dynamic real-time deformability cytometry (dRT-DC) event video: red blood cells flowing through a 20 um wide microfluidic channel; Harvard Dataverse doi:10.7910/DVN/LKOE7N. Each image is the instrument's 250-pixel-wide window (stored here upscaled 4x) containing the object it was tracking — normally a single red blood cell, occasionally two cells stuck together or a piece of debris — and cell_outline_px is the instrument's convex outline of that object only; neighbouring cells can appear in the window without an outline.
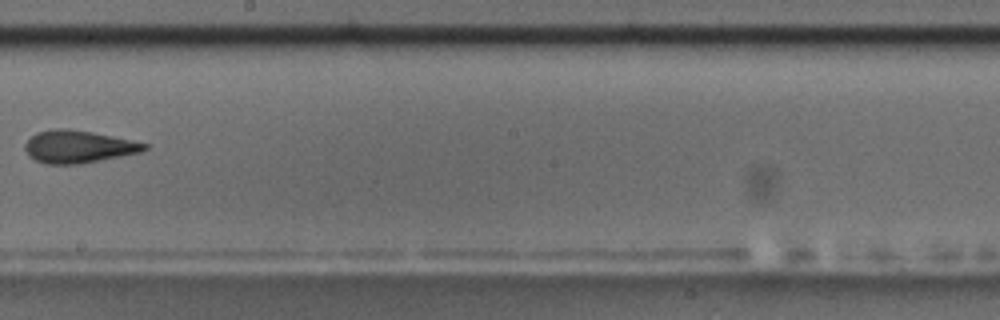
{"species": "common noctule bat (a hibernating species)", "species_latin": "Nyctalus noctula", "temperature_condition": "room temperature", "stored_images_in_passage": 10, "camera_frame_rate_fps": 3000, "um_per_image_px": 0.085, "animal": {"sex": "male", "body_mass_g": 17.5, "forearm_length_mm": 52.3}, "frame": {"image": 1, "passage_image": 9, "time_ms": 2.667, "image_size_px": [1000, 320], "cell_outline_px": [[148, 148], [140, 152], [80, 164], [44, 164], [28, 156], [24, 148], [24, 144], [36, 132], [56, 128], [68, 128], [92, 132], [132, 140], [148, 144]], "centroid_in_image_um": [6.62, 12.46], "position_along_channel_um": 241.6, "area_um2": 22.6}}
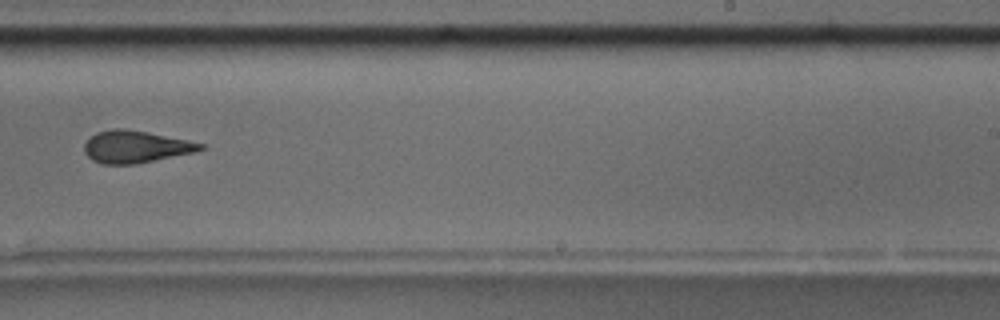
{"frame": {"image": 2, "passage_image": 10, "time_ms": 3.0, "image_size_px": [1000, 320], "cell_outline_px": [[204, 148], [196, 152], [136, 164], [100, 164], [92, 160], [84, 152], [84, 144], [96, 132], [112, 128], [124, 128], [148, 132], [188, 140], [204, 144]], "centroid_in_image_um": [11.52, 12.47], "position_along_channel_um": 277.5, "area_um2": 21.85}}